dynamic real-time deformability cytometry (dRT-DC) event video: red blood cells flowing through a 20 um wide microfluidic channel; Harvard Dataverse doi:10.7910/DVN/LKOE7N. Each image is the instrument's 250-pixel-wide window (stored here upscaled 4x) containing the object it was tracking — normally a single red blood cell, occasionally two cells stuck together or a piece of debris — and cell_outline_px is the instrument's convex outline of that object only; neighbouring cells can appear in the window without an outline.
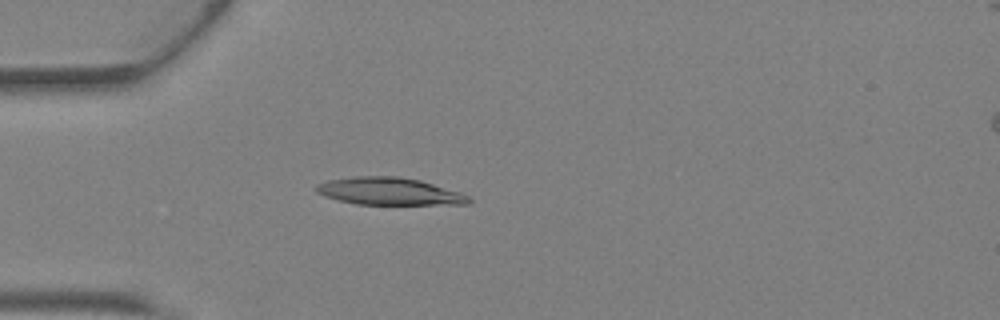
{"species": "Egyptian fruit bat (a non-hibernating species)", "species_latin": "Rousettus aegyptiacus", "temperature_condition": "warm", "stored_images_in_passage": 41, "camera_frame_rate_fps": 3000, "um_per_image_px": 0.085, "animal": {"sex": "female"}, "frame": {"image": 1, "passage_image": 11, "time_ms": 3.333, "image_size_px": [1000, 320], "cell_outline_px": [[472, 204], [356, 204], [324, 196], [316, 192], [316, 184], [328, 180], [352, 176], [400, 176], [420, 180], [460, 192], [468, 196], [472, 200]], "centroid_in_image_um": [33.09, 16.25], "position_along_channel_um": 51.9, "area_um2": 24.33}}
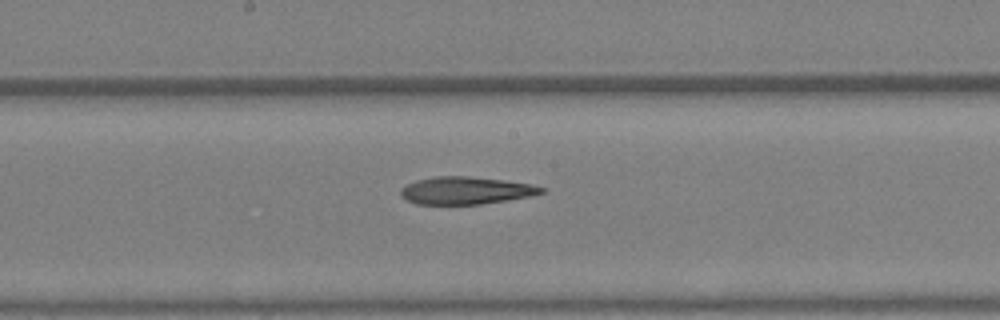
{"frame": {"image": 2, "passage_image": 22, "time_ms": 7.0, "image_size_px": [1000, 320], "cell_outline_px": [[544, 192], [528, 196], [508, 200], [480, 204], [416, 204], [400, 196], [400, 188], [416, 180], [436, 176], [468, 176], [504, 180], [532, 184], [544, 188]], "centroid_in_image_um": [39.57, 16.19], "position_along_channel_um": 208.6, "area_um2": 22.43}}
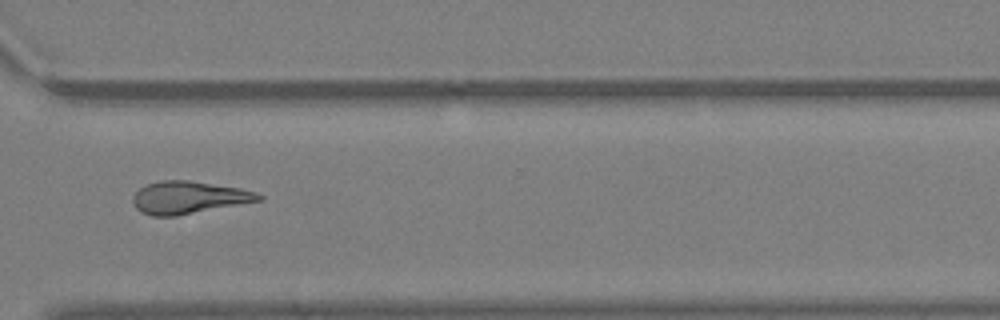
{"frame": {"image": 3, "passage_image": 31, "time_ms": 10.0, "image_size_px": [1000, 320], "cell_outline_px": [[264, 200], [176, 216], [152, 216], [140, 212], [136, 208], [132, 200], [132, 196], [140, 188], [148, 184], [160, 180], [188, 180], [240, 188], [256, 192], [264, 196]], "centroid_in_image_um": [16.05, 16.79], "position_along_channel_um": 354.6, "area_um2": 23.87}, "authors_computed_cell_mechanics": {"area_um2": 23.987, "velocity_mm_per_s": 4.8471, "shape_relaxation_time_tau1_ms": 7.5458, "shape_relaxation_time_tau2_ms": 5.8177, "deformation_change_tau1": 0.2603, "deformation_change_tau2": 0.2148}}